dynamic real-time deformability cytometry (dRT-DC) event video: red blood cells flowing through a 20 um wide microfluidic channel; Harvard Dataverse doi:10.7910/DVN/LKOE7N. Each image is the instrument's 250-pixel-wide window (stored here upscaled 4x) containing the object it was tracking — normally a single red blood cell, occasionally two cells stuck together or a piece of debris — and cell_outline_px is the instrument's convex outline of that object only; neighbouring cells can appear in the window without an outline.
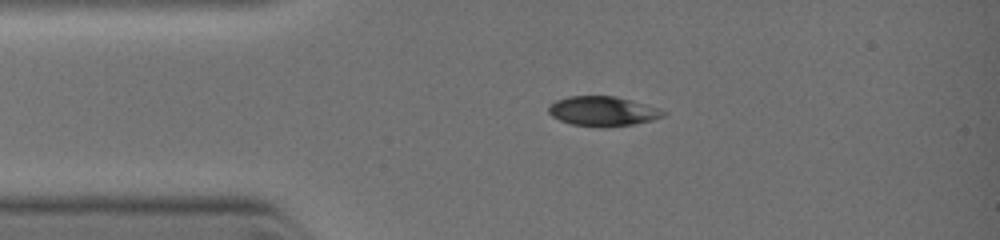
{"species": "common noctule bat (a hibernating species)", "species_latin": "Nyctalus noctula", "temperature_condition": "warm", "stored_images_in_passage": 3, "camera_frame_rate_fps": 3000, "um_per_image_px": 0.085, "animal": {"sex": "female", "body_mass_g": 19.0, "forearm_length_mm": 51.5}, "frame": {"image": 1, "passage_image": 1, "time_ms": 0.0, "image_size_px": [1000, 240], "cell_outline_px": [[668, 112], [664, 116], [652, 120], [632, 124], [608, 128], [600, 128], [572, 124], [560, 120], [552, 116], [548, 112], [548, 104], [556, 100], [568, 96], [616, 96], [660, 108]], "centroid_in_image_um": [51.24, 9.46], "position_along_channel_um": 33.8, "area_um2": 20.11}}